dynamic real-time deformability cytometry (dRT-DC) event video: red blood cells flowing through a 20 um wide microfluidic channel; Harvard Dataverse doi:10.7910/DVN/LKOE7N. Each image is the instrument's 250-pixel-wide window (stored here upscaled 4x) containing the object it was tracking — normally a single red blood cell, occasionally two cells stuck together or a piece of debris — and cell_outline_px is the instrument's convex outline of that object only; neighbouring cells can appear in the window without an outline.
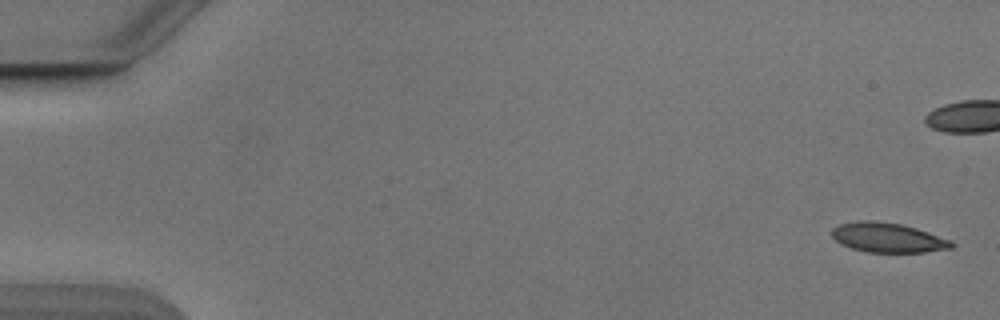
{"species": "Egyptian fruit bat (a non-hibernating species)", "species_latin": "Rousettus aegyptiacus", "temperature_condition": "cold", "stored_images_in_passage": 53, "camera_frame_rate_fps": 3000, "um_per_image_px": 0.085, "animal": {"sex": "male"}, "frame": {"image": 1, "passage_image": 1, "time_ms": 0.0, "image_size_px": [1000, 320], "cell_outline_px": [[956, 244], [952, 248], [924, 252], [868, 252], [852, 248], [836, 240], [832, 236], [832, 228], [840, 224], [860, 220], [876, 220], [904, 224], [916, 228], [948, 240]], "centroid_in_image_um": [75.45, 20.18], "position_along_channel_um": 9.5, "area_um2": 20.46}}
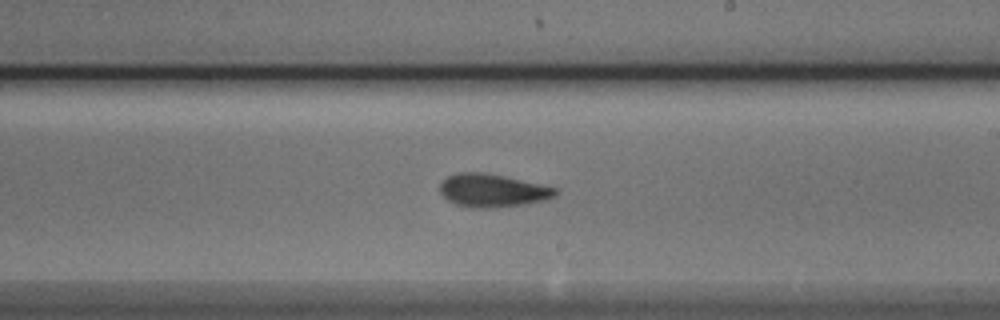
{"frame": {"image": 2, "passage_image": 31, "time_ms": 10.0, "image_size_px": [1000, 320], "cell_outline_px": [[556, 196], [544, 200], [524, 204], [492, 208], [472, 208], [456, 204], [448, 200], [440, 192], [440, 184], [448, 176], [456, 172], [480, 172], [504, 176], [556, 188]], "centroid_in_image_um": [41.83, 16.19], "position_along_channel_um": 247.2, "area_um2": 22.02}}
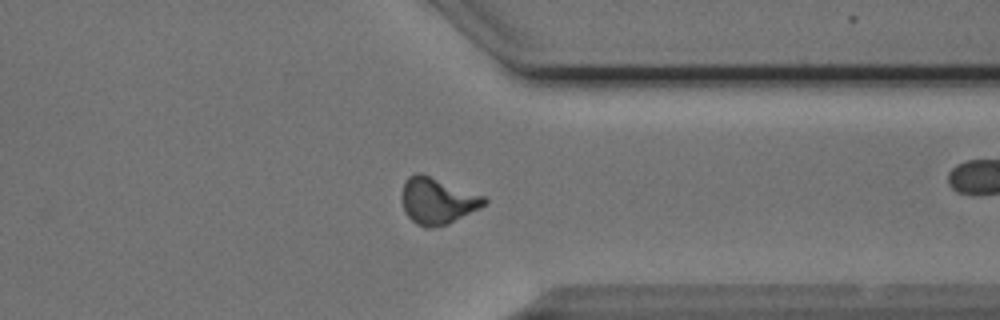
{"frame": {"image": 3, "passage_image": 41, "time_ms": 13.333, "image_size_px": [1000, 320], "cell_outline_px": [[488, 200], [480, 208], [448, 224], [432, 228], [424, 228], [416, 224], [408, 216], [404, 208], [404, 180], [408, 176], [416, 172], [428, 176], [484, 196]], "centroid_in_image_um": [37.19, 17.1], "position_along_channel_um": 374.2, "area_um2": 21.68}, "authors_computed_cell_mechanics": {"area_um2": 21.0392, "velocity_mm_per_s": 3.8745, "shape_relaxation_time_tau1_ms": 4.8763, "shape_relaxation_time_tau2_ms": 4.4436, "deformation_change_tau1": 0.1557, "deformation_change_tau2": 0.1128}}